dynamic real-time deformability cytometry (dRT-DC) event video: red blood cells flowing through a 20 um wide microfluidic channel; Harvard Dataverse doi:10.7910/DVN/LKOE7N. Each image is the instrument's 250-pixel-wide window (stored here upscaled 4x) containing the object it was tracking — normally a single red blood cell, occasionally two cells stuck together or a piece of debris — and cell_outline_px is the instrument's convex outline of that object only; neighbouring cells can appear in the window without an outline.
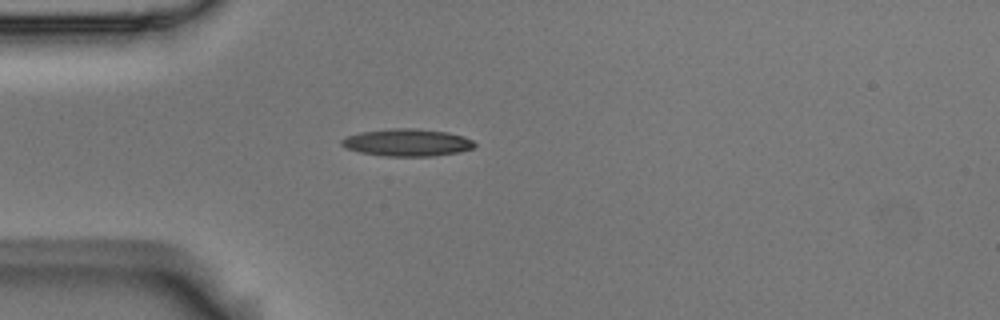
{"species": "Egyptian fruit bat (a non-hibernating species)", "species_latin": "Rousettus aegyptiacus", "temperature_condition": "room temperature", "stored_images_in_passage": 5, "camera_frame_rate_fps": 3000, "um_per_image_px": 0.085, "animal": {"sex": "male"}, "frame": {"image": 1, "passage_image": 4, "time_ms": 1.0, "image_size_px": [1000, 320], "cell_outline_px": [[476, 144], [472, 148], [460, 152], [432, 156], [384, 156], [360, 152], [344, 148], [340, 144], [340, 140], [348, 136], [360, 132], [392, 128], [416, 128], [448, 132], [464, 136], [472, 140]], "centroid_in_image_um": [34.6, 12.11], "position_along_channel_um": 50.4, "area_um2": 21.27}}